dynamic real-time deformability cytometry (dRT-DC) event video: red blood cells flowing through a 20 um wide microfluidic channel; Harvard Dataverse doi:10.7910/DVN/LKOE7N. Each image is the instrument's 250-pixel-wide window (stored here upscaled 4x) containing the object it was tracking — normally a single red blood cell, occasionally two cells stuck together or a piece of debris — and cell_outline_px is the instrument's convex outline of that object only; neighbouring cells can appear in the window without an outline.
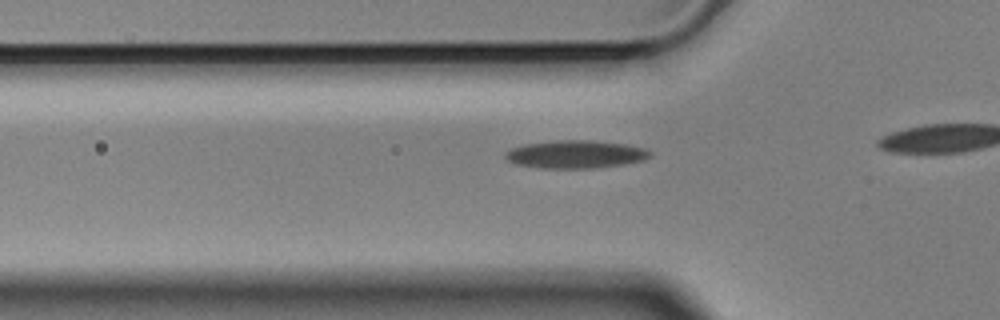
{"species": "Egyptian fruit bat (a non-hibernating species)", "species_latin": "Rousettus aegyptiacus", "temperature_condition": "cold", "stored_images_in_passage": 20, "camera_frame_rate_fps": 3000, "um_per_image_px": 0.085, "animal": {"sex": "male"}, "frame": {"image": 1, "passage_image": 14, "time_ms": 4.333, "image_size_px": [1000, 320], "cell_outline_px": [[652, 156], [644, 160], [624, 164], [596, 168], [544, 168], [516, 164], [508, 160], [504, 156], [504, 152], [512, 148], [524, 144], [556, 140], [588, 140], [624, 144], [648, 148], [652, 152]], "centroid_in_image_um": [48.96, 13.11], "position_along_channel_um": 76.8, "area_um2": 23.64}}
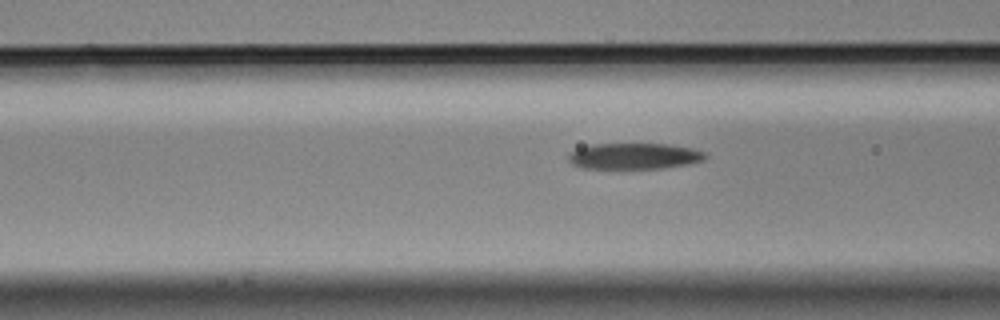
{"frame": {"image": 2, "passage_image": 17, "time_ms": 5.333, "image_size_px": [1000, 320], "cell_outline_px": [[708, 156], [704, 160], [688, 164], [664, 168], [584, 168], [572, 164], [568, 160], [568, 156], [576, 148], [592, 144], [668, 144], [692, 148], [704, 152]], "centroid_in_image_um": [53.92, 13.26], "position_along_channel_um": 112.7, "area_um2": 20.75}}